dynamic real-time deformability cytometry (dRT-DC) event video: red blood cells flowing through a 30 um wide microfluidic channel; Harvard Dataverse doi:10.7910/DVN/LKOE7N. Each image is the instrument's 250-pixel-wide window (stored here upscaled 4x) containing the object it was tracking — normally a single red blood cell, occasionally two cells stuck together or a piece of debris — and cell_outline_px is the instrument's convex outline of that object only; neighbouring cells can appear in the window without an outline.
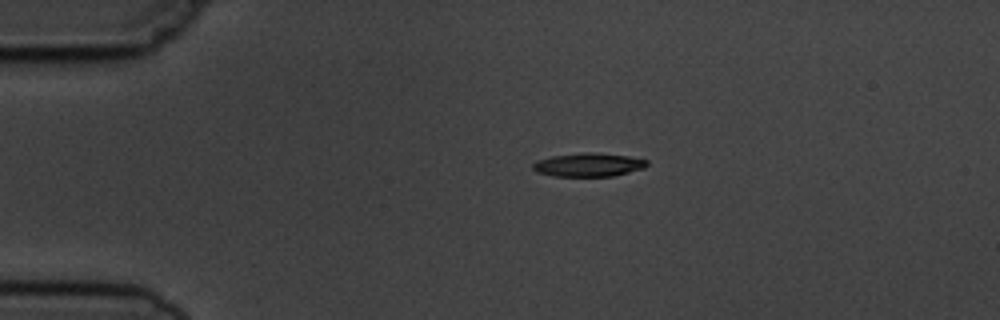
{"species": "common noctule bat (a hibernating species)", "species_latin": "Nyctalus noctula", "temperature_condition": "cold", "stored_images_in_passage": 2, "camera_frame_rate_fps": 3000, "um_per_image_px": 0.085, "animal": {"sex": "male", "body_mass_g": 19.5, "forearm_length_mm": 54.6}, "frame": {"image": 1, "passage_image": 1, "time_ms": 0.0, "image_size_px": [1000, 320], "cell_outline_px": [[648, 164], [644, 168], [612, 176], [552, 176], [536, 172], [532, 168], [532, 164], [536, 160], [552, 156], [584, 152], [596, 152], [628, 156], [648, 160]], "centroid_in_image_um": [49.99, 14.0], "position_along_channel_um": 35.0, "area_um2": 15.72}}